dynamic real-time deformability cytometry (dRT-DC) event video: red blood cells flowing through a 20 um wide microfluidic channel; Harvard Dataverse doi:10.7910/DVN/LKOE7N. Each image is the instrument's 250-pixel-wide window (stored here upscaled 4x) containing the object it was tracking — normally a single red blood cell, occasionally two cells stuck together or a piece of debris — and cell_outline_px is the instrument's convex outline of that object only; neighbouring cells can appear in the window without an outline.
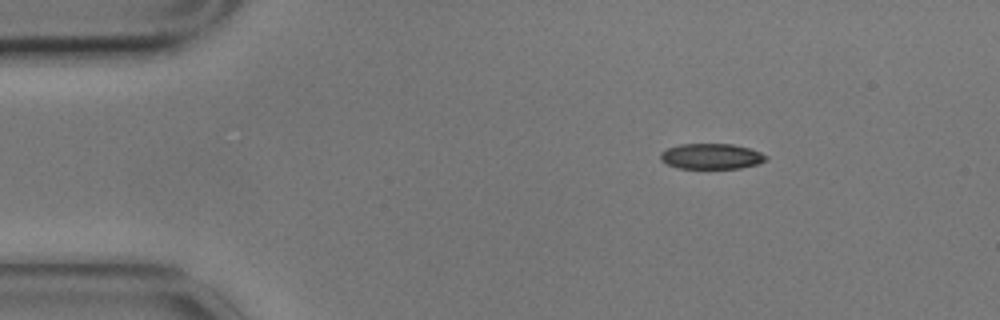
{"species": "common noctule bat (a hibernating species)", "species_latin": "Nyctalus noctula", "temperature_condition": "cold", "stored_images_in_passage": 3, "camera_frame_rate_fps": 3000, "um_per_image_px": 0.085, "animal": {"sex": "male", "body_mass_g": 17.9}, "frame": {"image": 1, "passage_image": 1, "time_ms": 0.0, "image_size_px": [1000, 320], "cell_outline_px": [[768, 160], [756, 164], [740, 168], [680, 168], [668, 164], [660, 160], [660, 152], [668, 148], [680, 144], [732, 144], [748, 148], [760, 152], [768, 156]], "centroid_in_image_um": [60.47, 13.28], "position_along_channel_um": 24.5, "area_um2": 15.61}}